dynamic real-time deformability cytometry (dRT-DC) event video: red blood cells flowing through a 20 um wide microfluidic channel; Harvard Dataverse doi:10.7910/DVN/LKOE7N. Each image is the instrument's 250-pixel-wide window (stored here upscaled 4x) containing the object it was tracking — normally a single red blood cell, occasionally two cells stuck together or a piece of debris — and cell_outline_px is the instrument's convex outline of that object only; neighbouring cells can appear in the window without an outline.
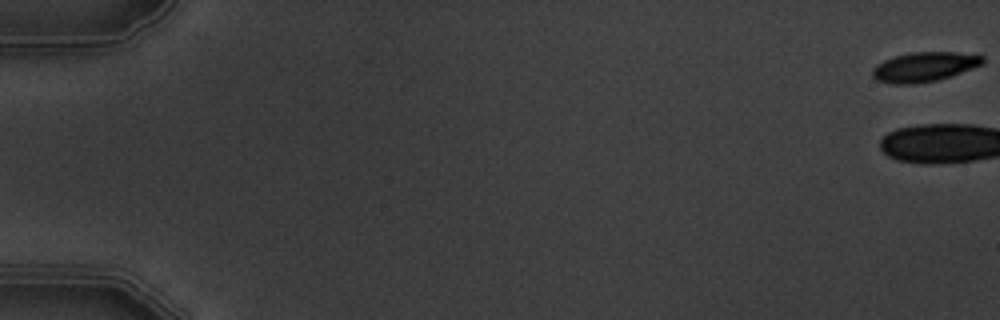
{"species": "common noctule bat (a hibernating species)", "species_latin": "Nyctalus noctula", "temperature_condition": "warm", "stored_images_in_passage": 7, "camera_frame_rate_fps": 3000, "um_per_image_px": 0.085, "animal": {"sex": "male", "body_mass_g": 19.5, "forearm_length_mm": 54.6}, "frame": {"image": 1, "passage_image": 1, "time_ms": 0.0, "image_size_px": [1000, 320], "cell_outline_px": [[984, 64], [936, 80], [912, 84], [892, 84], [876, 80], [872, 76], [872, 68], [876, 64], [884, 60], [896, 56], [912, 52], [980, 52], [984, 56]], "centroid_in_image_um": [78.6, 5.66], "position_along_channel_um": 6.4, "area_um2": 19.19}}